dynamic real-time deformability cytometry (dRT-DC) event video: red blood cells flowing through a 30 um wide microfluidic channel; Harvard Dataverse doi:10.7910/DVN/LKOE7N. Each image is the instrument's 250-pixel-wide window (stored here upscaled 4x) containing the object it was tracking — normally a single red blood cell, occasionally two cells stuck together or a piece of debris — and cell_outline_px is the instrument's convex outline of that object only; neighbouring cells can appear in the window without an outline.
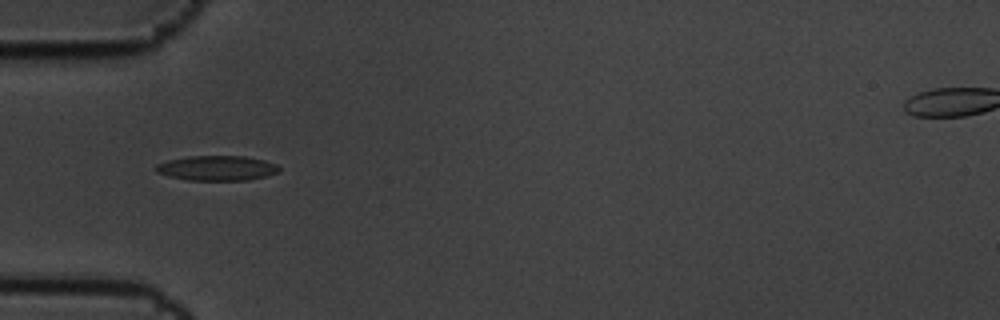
{"species": "common noctule bat (a hibernating species)", "species_latin": "Nyctalus noctula", "temperature_condition": "cold", "stored_images_in_passage": 6, "camera_frame_rate_fps": 3000, "um_per_image_px": 0.085, "animal": {"sex": "male", "body_mass_g": 19.5, "forearm_length_mm": 54.6}, "frame": {"image": 1, "passage_image": 5, "time_ms": 1.333, "image_size_px": [1000, 320], "cell_outline_px": [[280, 172], [248, 180], [188, 180], [168, 176], [156, 172], [156, 164], [168, 160], [188, 156], [244, 156], [264, 160], [276, 164], [280, 168]], "centroid_in_image_um": [18.44, 14.29], "position_along_channel_um": 66.6, "area_um2": 17.86}}
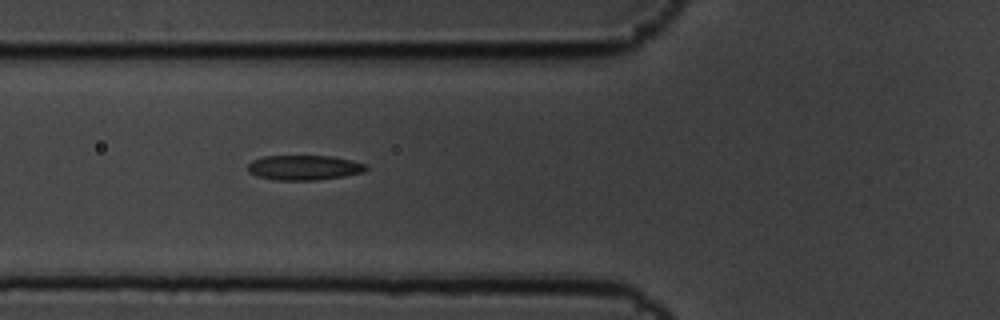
{"frame": {"image": 2, "passage_image": 6, "time_ms": 1.667, "image_size_px": [1000, 320], "cell_outline_px": [[368, 168], [364, 172], [344, 176], [316, 180], [276, 180], [256, 176], [248, 172], [248, 164], [252, 160], [264, 156], [332, 156], [352, 160], [368, 164]], "centroid_in_image_um": [25.86, 14.24], "position_along_channel_um": 99.9, "area_um2": 17.28}}